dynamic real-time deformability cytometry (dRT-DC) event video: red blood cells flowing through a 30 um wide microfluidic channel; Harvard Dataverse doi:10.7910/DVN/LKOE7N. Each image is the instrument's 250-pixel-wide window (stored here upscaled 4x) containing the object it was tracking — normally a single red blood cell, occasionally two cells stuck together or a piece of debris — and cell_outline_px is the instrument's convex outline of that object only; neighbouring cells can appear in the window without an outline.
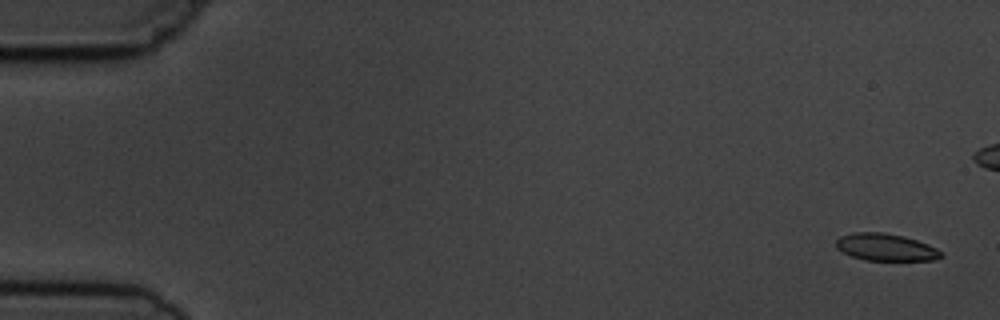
{"species": "common noctule bat (a hibernating species)", "species_latin": "Nyctalus noctula", "temperature_condition": "cold", "stored_images_in_passage": 5, "camera_frame_rate_fps": 3000, "um_per_image_px": 0.085, "animal": {"sex": "male", "body_mass_g": 19.5, "forearm_length_mm": 54.6}, "frame": {"image": 1, "passage_image": 1, "time_ms": 0.0, "image_size_px": [1000, 320], "cell_outline_px": [[944, 256], [936, 260], [864, 260], [852, 256], [836, 248], [836, 240], [840, 236], [852, 232], [884, 232], [904, 236], [928, 244], [944, 252]], "centroid_in_image_um": [75.31, 21.01], "position_along_channel_um": 9.7, "area_um2": 16.76}}